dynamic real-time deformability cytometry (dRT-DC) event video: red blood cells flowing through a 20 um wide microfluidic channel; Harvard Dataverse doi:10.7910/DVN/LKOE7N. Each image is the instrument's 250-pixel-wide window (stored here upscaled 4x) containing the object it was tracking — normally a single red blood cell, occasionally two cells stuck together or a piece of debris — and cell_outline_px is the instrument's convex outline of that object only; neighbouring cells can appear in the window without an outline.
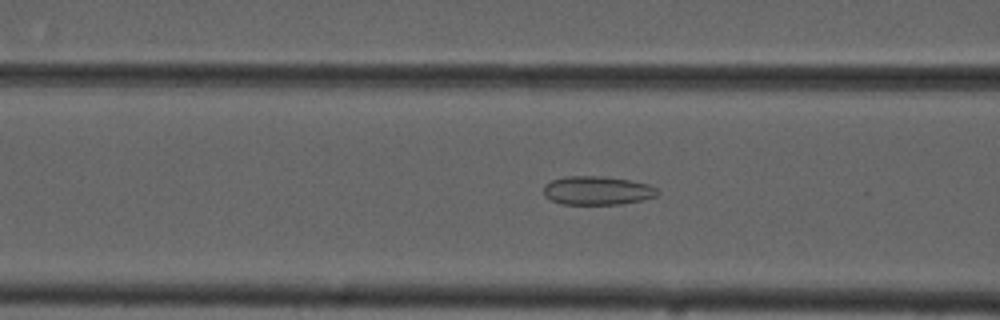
{"species": "common noctule bat (a hibernating species)", "species_latin": "Nyctalus noctula", "temperature_condition": "cold", "stored_images_in_passage": 55, "camera_frame_rate_fps": 3000, "um_per_image_px": 0.085, "animal": {"sex": "male", "forearm_length_mm": 52.5}, "frame": {"image": 1, "passage_image": 22, "time_ms": 7.0, "image_size_px": [1000, 320], "cell_outline_px": [[660, 192], [656, 196], [640, 200], [620, 204], [560, 204], [544, 196], [544, 184], [552, 180], [564, 176], [604, 176], [628, 180], [648, 184], [656, 188]], "centroid_in_image_um": [50.74, 16.19], "position_along_channel_um": 115.9, "area_um2": 19.02}}
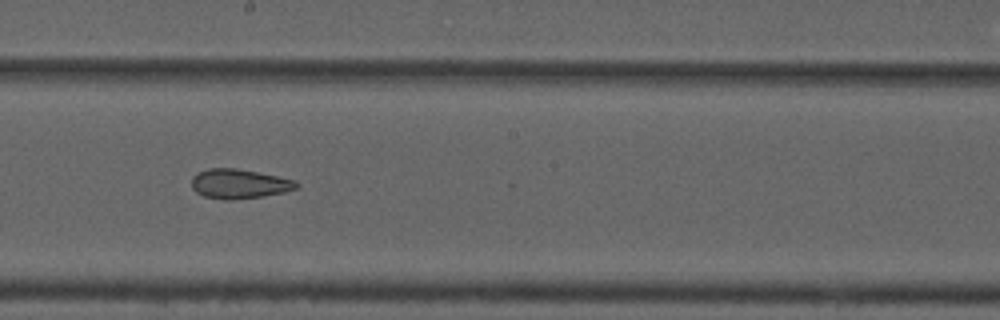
{"frame": {"image": 2, "passage_image": 31, "time_ms": 10.0, "image_size_px": [1000, 320], "cell_outline_px": [[300, 184], [296, 188], [284, 192], [260, 196], [232, 200], [224, 200], [204, 196], [196, 192], [192, 188], [192, 176], [196, 172], [208, 168], [236, 168], [296, 180]], "centroid_in_image_um": [20.29, 15.62], "position_along_channel_um": 227.9, "area_um2": 17.98}}
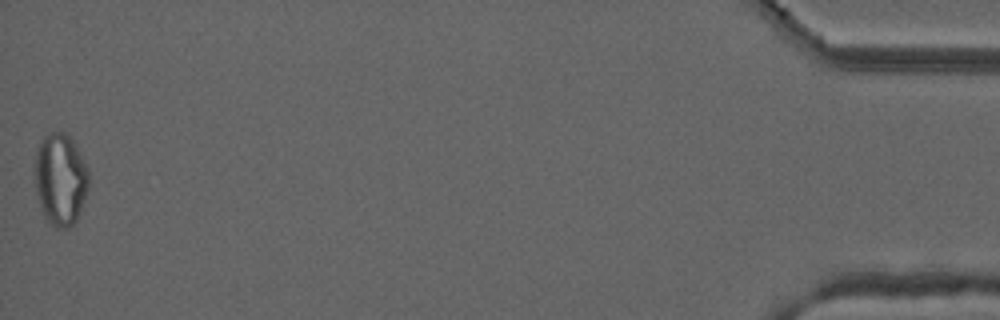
{"frame": {"image": 3, "passage_image": 55, "time_ms": 18.0, "image_size_px": [1000, 320], "cell_outline_px": [[88, 188], [84, 200], [76, 220], [68, 228], [56, 228], [48, 224], [44, 216], [36, 192], [36, 152], [40, 140], [44, 136], [52, 132], [64, 132], [72, 140], [88, 168]], "centroid_in_image_um": [5.13, 15.26], "position_along_channel_um": 430.1, "area_um2": 28.61}, "authors_computed_cell_mechanics": {"area_um2": 23.3512, "velocity_mm_per_s": 3.7362, "shape_relaxation_time_tau1_ms": null, "shape_relaxation_time_tau2_ms": 3.5029, "deformation_change_tau1": null, "deformation_change_tau2": 0.1082}}